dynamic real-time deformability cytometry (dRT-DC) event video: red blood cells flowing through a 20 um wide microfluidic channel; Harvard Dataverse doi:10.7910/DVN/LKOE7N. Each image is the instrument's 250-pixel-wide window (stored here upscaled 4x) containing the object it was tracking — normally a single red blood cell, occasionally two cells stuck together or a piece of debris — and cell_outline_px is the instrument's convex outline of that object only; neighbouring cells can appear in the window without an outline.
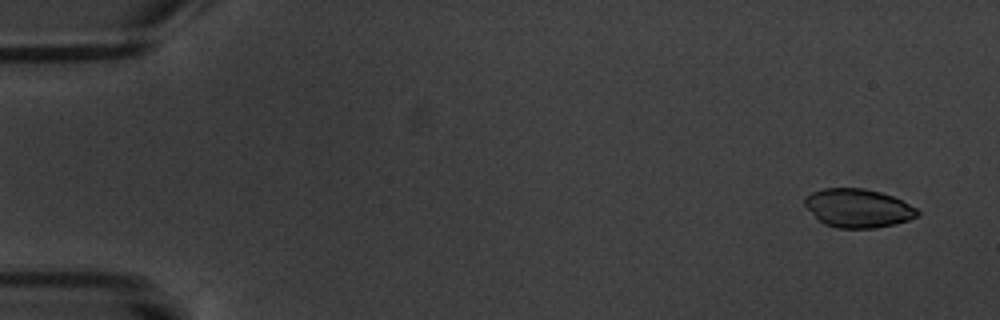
{"species": "common noctule bat (a hibernating species)", "species_latin": "Nyctalus noctula", "temperature_condition": "warm", "stored_images_in_passage": 6, "camera_frame_rate_fps": 3000, "um_per_image_px": 0.085, "animal": {"sex": "male", "body_mass_g": 20.1, "forearm_length_mm": 53.5}, "frame": {"image": 1, "passage_image": 1, "time_ms": 0.0, "image_size_px": [1000, 320], "cell_outline_px": [[920, 216], [908, 220], [876, 228], [836, 228], [824, 224], [804, 204], [804, 196], [812, 192], [824, 188], [864, 188], [880, 192], [892, 196], [916, 208], [920, 212]], "centroid_in_image_um": [72.93, 17.69], "position_along_channel_um": 12.1, "area_um2": 25.2}}
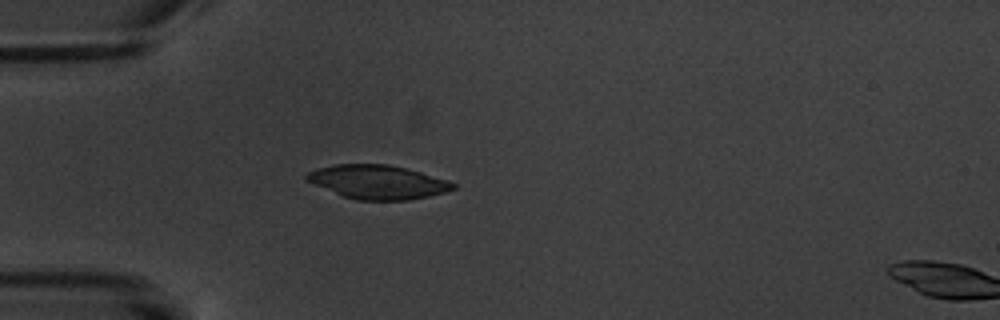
{"frame": {"image": 2, "passage_image": 5, "time_ms": 4.667, "image_size_px": [1000, 320], "cell_outline_px": [[456, 188], [444, 192], [428, 196], [408, 200], [356, 200], [344, 196], [304, 180], [304, 176], [308, 172], [316, 168], [336, 164], [388, 164], [408, 168], [448, 180], [456, 184]], "centroid_in_image_um": [32.1, 15.46], "position_along_channel_um": 52.9, "area_um2": 28.9}}